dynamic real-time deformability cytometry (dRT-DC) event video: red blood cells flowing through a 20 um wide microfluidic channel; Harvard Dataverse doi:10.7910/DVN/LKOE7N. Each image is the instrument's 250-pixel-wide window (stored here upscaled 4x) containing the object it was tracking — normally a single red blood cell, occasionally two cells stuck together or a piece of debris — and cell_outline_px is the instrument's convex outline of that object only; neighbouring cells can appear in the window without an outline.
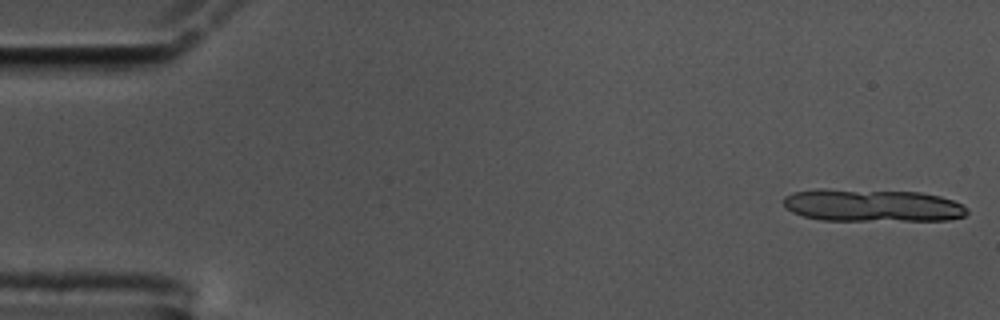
{"species": "common noctule bat (a hibernating species)", "species_latin": "Nyctalus noctula", "temperature_condition": "cold", "stored_images_in_passage": 12, "camera_frame_rate_fps": 3000, "um_per_image_px": 0.085, "animal": {"sex": "male", "body_mass_g": 17.5, "forearm_length_mm": 52.3}, "frame": {"image": 1, "passage_image": 1, "time_ms": 0.0, "image_size_px": [1000, 320], "cell_outline_px": [[968, 212], [964, 216], [948, 220], [820, 220], [804, 216], [792, 212], [784, 204], [784, 196], [792, 192], [816, 188], [824, 188], [920, 192], [940, 196], [952, 200], [968, 208]], "centroid_in_image_um": [74.12, 17.44], "position_along_channel_um": 10.9, "area_um2": 35.03}}